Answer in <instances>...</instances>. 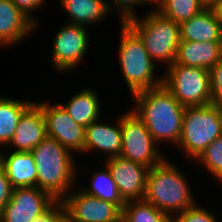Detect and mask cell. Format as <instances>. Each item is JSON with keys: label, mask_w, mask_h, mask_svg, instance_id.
<instances>
[{"label": "cell", "mask_w": 222, "mask_h": 222, "mask_svg": "<svg viewBox=\"0 0 222 222\" xmlns=\"http://www.w3.org/2000/svg\"><path fill=\"white\" fill-rule=\"evenodd\" d=\"M87 27L64 22L52 38V49L50 63L56 73L70 74L78 66H81L84 59L90 53V36Z\"/></svg>", "instance_id": "obj_9"}, {"label": "cell", "mask_w": 222, "mask_h": 222, "mask_svg": "<svg viewBox=\"0 0 222 222\" xmlns=\"http://www.w3.org/2000/svg\"><path fill=\"white\" fill-rule=\"evenodd\" d=\"M11 1L22 11V13L25 16H27L36 25V28L40 27L39 19H37L36 18L37 16H35L34 14L36 10L38 11L44 9L43 7H45L46 4L49 3L46 2L48 0H11Z\"/></svg>", "instance_id": "obj_30"}, {"label": "cell", "mask_w": 222, "mask_h": 222, "mask_svg": "<svg viewBox=\"0 0 222 222\" xmlns=\"http://www.w3.org/2000/svg\"><path fill=\"white\" fill-rule=\"evenodd\" d=\"M13 187L0 163V214L11 198Z\"/></svg>", "instance_id": "obj_31"}, {"label": "cell", "mask_w": 222, "mask_h": 222, "mask_svg": "<svg viewBox=\"0 0 222 222\" xmlns=\"http://www.w3.org/2000/svg\"><path fill=\"white\" fill-rule=\"evenodd\" d=\"M96 88L83 87L75 94L71 95L67 101L60 104L68 112L69 116L75 123L87 127L92 122L102 119L105 111L101 108L100 95L96 92ZM102 111V112H101ZM102 116V117H101Z\"/></svg>", "instance_id": "obj_21"}, {"label": "cell", "mask_w": 222, "mask_h": 222, "mask_svg": "<svg viewBox=\"0 0 222 222\" xmlns=\"http://www.w3.org/2000/svg\"><path fill=\"white\" fill-rule=\"evenodd\" d=\"M222 59V42L180 41L173 64L210 70Z\"/></svg>", "instance_id": "obj_20"}, {"label": "cell", "mask_w": 222, "mask_h": 222, "mask_svg": "<svg viewBox=\"0 0 222 222\" xmlns=\"http://www.w3.org/2000/svg\"><path fill=\"white\" fill-rule=\"evenodd\" d=\"M122 222H172V217L142 199L126 202Z\"/></svg>", "instance_id": "obj_25"}, {"label": "cell", "mask_w": 222, "mask_h": 222, "mask_svg": "<svg viewBox=\"0 0 222 222\" xmlns=\"http://www.w3.org/2000/svg\"><path fill=\"white\" fill-rule=\"evenodd\" d=\"M118 116V117H117ZM112 122L99 119L85 127L84 155L89 153L103 154V160L120 156L122 136L120 114ZM105 122H104V121ZM114 123V124H113ZM94 151V152H93Z\"/></svg>", "instance_id": "obj_14"}, {"label": "cell", "mask_w": 222, "mask_h": 222, "mask_svg": "<svg viewBox=\"0 0 222 222\" xmlns=\"http://www.w3.org/2000/svg\"><path fill=\"white\" fill-rule=\"evenodd\" d=\"M131 98L134 103L128 107L144 123L154 141L175 149L182 134L185 106L163 84L137 92Z\"/></svg>", "instance_id": "obj_1"}, {"label": "cell", "mask_w": 222, "mask_h": 222, "mask_svg": "<svg viewBox=\"0 0 222 222\" xmlns=\"http://www.w3.org/2000/svg\"><path fill=\"white\" fill-rule=\"evenodd\" d=\"M55 202L49 193L37 187L13 188L11 198L0 214V222H31Z\"/></svg>", "instance_id": "obj_12"}, {"label": "cell", "mask_w": 222, "mask_h": 222, "mask_svg": "<svg viewBox=\"0 0 222 222\" xmlns=\"http://www.w3.org/2000/svg\"><path fill=\"white\" fill-rule=\"evenodd\" d=\"M51 222H73L70 214L63 208Z\"/></svg>", "instance_id": "obj_33"}, {"label": "cell", "mask_w": 222, "mask_h": 222, "mask_svg": "<svg viewBox=\"0 0 222 222\" xmlns=\"http://www.w3.org/2000/svg\"><path fill=\"white\" fill-rule=\"evenodd\" d=\"M154 9L180 24L202 12L205 7L200 0H154Z\"/></svg>", "instance_id": "obj_24"}, {"label": "cell", "mask_w": 222, "mask_h": 222, "mask_svg": "<svg viewBox=\"0 0 222 222\" xmlns=\"http://www.w3.org/2000/svg\"><path fill=\"white\" fill-rule=\"evenodd\" d=\"M119 26L117 59L129 95L162 85L163 75L157 73L160 68L151 59L139 35L126 22H120Z\"/></svg>", "instance_id": "obj_4"}, {"label": "cell", "mask_w": 222, "mask_h": 222, "mask_svg": "<svg viewBox=\"0 0 222 222\" xmlns=\"http://www.w3.org/2000/svg\"><path fill=\"white\" fill-rule=\"evenodd\" d=\"M36 29V25L11 0H0V49L18 46Z\"/></svg>", "instance_id": "obj_16"}, {"label": "cell", "mask_w": 222, "mask_h": 222, "mask_svg": "<svg viewBox=\"0 0 222 222\" xmlns=\"http://www.w3.org/2000/svg\"><path fill=\"white\" fill-rule=\"evenodd\" d=\"M78 185L61 200L73 222H122V210L116 204L88 195Z\"/></svg>", "instance_id": "obj_11"}, {"label": "cell", "mask_w": 222, "mask_h": 222, "mask_svg": "<svg viewBox=\"0 0 222 222\" xmlns=\"http://www.w3.org/2000/svg\"><path fill=\"white\" fill-rule=\"evenodd\" d=\"M126 23L139 35L153 62L165 71L174 63L180 42L179 24L161 15L154 8L137 15Z\"/></svg>", "instance_id": "obj_5"}, {"label": "cell", "mask_w": 222, "mask_h": 222, "mask_svg": "<svg viewBox=\"0 0 222 222\" xmlns=\"http://www.w3.org/2000/svg\"><path fill=\"white\" fill-rule=\"evenodd\" d=\"M214 9L216 11L218 18L222 22V0L219 1L218 5Z\"/></svg>", "instance_id": "obj_35"}, {"label": "cell", "mask_w": 222, "mask_h": 222, "mask_svg": "<svg viewBox=\"0 0 222 222\" xmlns=\"http://www.w3.org/2000/svg\"><path fill=\"white\" fill-rule=\"evenodd\" d=\"M197 202L194 206L184 210L183 212L175 215L172 222H221L215 210H210L208 207L199 205ZM215 213V214H214Z\"/></svg>", "instance_id": "obj_28"}, {"label": "cell", "mask_w": 222, "mask_h": 222, "mask_svg": "<svg viewBox=\"0 0 222 222\" xmlns=\"http://www.w3.org/2000/svg\"><path fill=\"white\" fill-rule=\"evenodd\" d=\"M101 161L99 160L100 163H104L108 167L125 202L142 200L144 198L149 167L121 156Z\"/></svg>", "instance_id": "obj_13"}, {"label": "cell", "mask_w": 222, "mask_h": 222, "mask_svg": "<svg viewBox=\"0 0 222 222\" xmlns=\"http://www.w3.org/2000/svg\"><path fill=\"white\" fill-rule=\"evenodd\" d=\"M34 101L0 95V149L9 143L20 116Z\"/></svg>", "instance_id": "obj_23"}, {"label": "cell", "mask_w": 222, "mask_h": 222, "mask_svg": "<svg viewBox=\"0 0 222 222\" xmlns=\"http://www.w3.org/2000/svg\"><path fill=\"white\" fill-rule=\"evenodd\" d=\"M37 168V188L61 201L78 183L80 167L71 151L47 136L32 151Z\"/></svg>", "instance_id": "obj_2"}, {"label": "cell", "mask_w": 222, "mask_h": 222, "mask_svg": "<svg viewBox=\"0 0 222 222\" xmlns=\"http://www.w3.org/2000/svg\"><path fill=\"white\" fill-rule=\"evenodd\" d=\"M180 41L222 42V22L215 9L205 8L179 24Z\"/></svg>", "instance_id": "obj_17"}, {"label": "cell", "mask_w": 222, "mask_h": 222, "mask_svg": "<svg viewBox=\"0 0 222 222\" xmlns=\"http://www.w3.org/2000/svg\"><path fill=\"white\" fill-rule=\"evenodd\" d=\"M0 163L13 188L37 187V168L31 152L0 149Z\"/></svg>", "instance_id": "obj_18"}, {"label": "cell", "mask_w": 222, "mask_h": 222, "mask_svg": "<svg viewBox=\"0 0 222 222\" xmlns=\"http://www.w3.org/2000/svg\"><path fill=\"white\" fill-rule=\"evenodd\" d=\"M35 102L43 110L47 136L56 139L74 155L84 154L85 127L75 123L59 101L51 104L46 99H35Z\"/></svg>", "instance_id": "obj_10"}, {"label": "cell", "mask_w": 222, "mask_h": 222, "mask_svg": "<svg viewBox=\"0 0 222 222\" xmlns=\"http://www.w3.org/2000/svg\"><path fill=\"white\" fill-rule=\"evenodd\" d=\"M220 0H200L202 5L207 9H214Z\"/></svg>", "instance_id": "obj_34"}, {"label": "cell", "mask_w": 222, "mask_h": 222, "mask_svg": "<svg viewBox=\"0 0 222 222\" xmlns=\"http://www.w3.org/2000/svg\"><path fill=\"white\" fill-rule=\"evenodd\" d=\"M47 137L42 108L34 101L20 116L14 135L2 148L14 152H31ZM11 147V148H10Z\"/></svg>", "instance_id": "obj_15"}, {"label": "cell", "mask_w": 222, "mask_h": 222, "mask_svg": "<svg viewBox=\"0 0 222 222\" xmlns=\"http://www.w3.org/2000/svg\"><path fill=\"white\" fill-rule=\"evenodd\" d=\"M102 164L103 168L92 170L90 173V185L85 186L86 181L84 185H81L82 187L79 185V188L88 195L116 204L122 210L126 202L121 197L108 167L104 163Z\"/></svg>", "instance_id": "obj_22"}, {"label": "cell", "mask_w": 222, "mask_h": 222, "mask_svg": "<svg viewBox=\"0 0 222 222\" xmlns=\"http://www.w3.org/2000/svg\"><path fill=\"white\" fill-rule=\"evenodd\" d=\"M64 208L61 201H56L45 213L36 217L31 222H51L52 219Z\"/></svg>", "instance_id": "obj_32"}, {"label": "cell", "mask_w": 222, "mask_h": 222, "mask_svg": "<svg viewBox=\"0 0 222 222\" xmlns=\"http://www.w3.org/2000/svg\"><path fill=\"white\" fill-rule=\"evenodd\" d=\"M194 162L205 168L206 174H210L219 185L222 184V135L208 145Z\"/></svg>", "instance_id": "obj_26"}, {"label": "cell", "mask_w": 222, "mask_h": 222, "mask_svg": "<svg viewBox=\"0 0 222 222\" xmlns=\"http://www.w3.org/2000/svg\"><path fill=\"white\" fill-rule=\"evenodd\" d=\"M212 103L222 107V59L210 69Z\"/></svg>", "instance_id": "obj_29"}, {"label": "cell", "mask_w": 222, "mask_h": 222, "mask_svg": "<svg viewBox=\"0 0 222 222\" xmlns=\"http://www.w3.org/2000/svg\"><path fill=\"white\" fill-rule=\"evenodd\" d=\"M163 74V85L185 107L212 103L210 70L172 64Z\"/></svg>", "instance_id": "obj_7"}, {"label": "cell", "mask_w": 222, "mask_h": 222, "mask_svg": "<svg viewBox=\"0 0 222 222\" xmlns=\"http://www.w3.org/2000/svg\"><path fill=\"white\" fill-rule=\"evenodd\" d=\"M172 161L166 157L150 168L143 200L173 218L194 206L197 200L191 191L188 174Z\"/></svg>", "instance_id": "obj_3"}, {"label": "cell", "mask_w": 222, "mask_h": 222, "mask_svg": "<svg viewBox=\"0 0 222 222\" xmlns=\"http://www.w3.org/2000/svg\"><path fill=\"white\" fill-rule=\"evenodd\" d=\"M107 7L111 13L114 15L117 13L120 19L119 22H126L128 19L137 16L135 9L137 7L144 8L151 7L154 8V0H106Z\"/></svg>", "instance_id": "obj_27"}, {"label": "cell", "mask_w": 222, "mask_h": 222, "mask_svg": "<svg viewBox=\"0 0 222 222\" xmlns=\"http://www.w3.org/2000/svg\"><path fill=\"white\" fill-rule=\"evenodd\" d=\"M222 135V107L216 104L185 107L182 134L176 146L184 160L194 162Z\"/></svg>", "instance_id": "obj_6"}, {"label": "cell", "mask_w": 222, "mask_h": 222, "mask_svg": "<svg viewBox=\"0 0 222 222\" xmlns=\"http://www.w3.org/2000/svg\"><path fill=\"white\" fill-rule=\"evenodd\" d=\"M120 120L121 157L149 168L160 164L167 157L144 123L131 109L120 114Z\"/></svg>", "instance_id": "obj_8"}, {"label": "cell", "mask_w": 222, "mask_h": 222, "mask_svg": "<svg viewBox=\"0 0 222 222\" xmlns=\"http://www.w3.org/2000/svg\"><path fill=\"white\" fill-rule=\"evenodd\" d=\"M56 4L67 15V20L64 22L89 29L92 25L93 28L96 24L99 26L100 23L104 24L105 20H108L106 18L111 16L106 0H57Z\"/></svg>", "instance_id": "obj_19"}]
</instances>
